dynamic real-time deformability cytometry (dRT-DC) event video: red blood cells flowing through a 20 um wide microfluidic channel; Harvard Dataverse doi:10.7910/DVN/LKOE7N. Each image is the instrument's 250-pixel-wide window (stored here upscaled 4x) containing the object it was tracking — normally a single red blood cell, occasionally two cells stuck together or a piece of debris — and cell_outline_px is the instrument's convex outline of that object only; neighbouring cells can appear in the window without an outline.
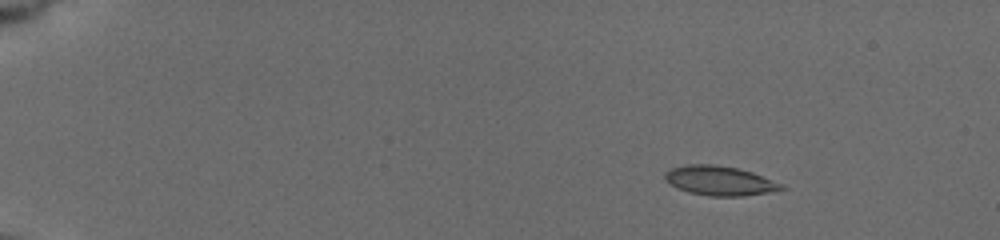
{"species": "common noctule bat (a hibernating species)", "species_latin": "Nyctalus noctula", "temperature_condition": "cold", "stored_images_in_passage": 21, "camera_frame_rate_fps": 3000, "um_per_image_px": 0.085, "animal": {"sex": "female", "body_mass_g": 19.5, "forearm_length_mm": 54.1}, "frame": {"image": 1, "passage_image": 6, "time_ms": 2.667, "image_size_px": [1000, 240], "cell_outline_px": [[788, 188], [768, 192], [744, 196], [708, 196], [688, 192], [676, 188], [664, 180], [664, 172], [672, 168], [688, 164], [712, 164], [736, 168], [752, 172], [780, 184]], "centroid_in_image_um": [61.1, 15.36], "position_along_channel_um": 23.9, "area_um2": 19.88}}
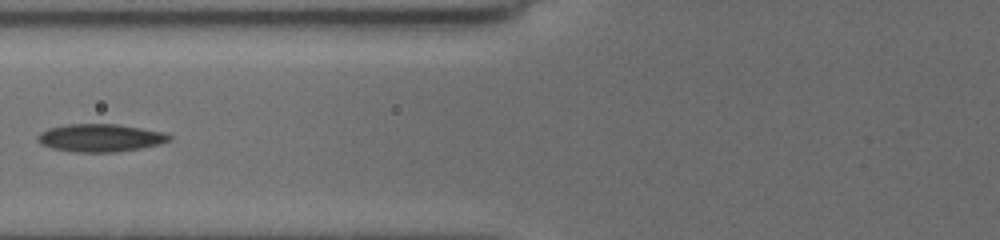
{"frame": {"image": 2, "passage_image": 17, "time_ms": 8.333, "image_size_px": [1000, 240], "cell_outline_px": [[172, 140], [160, 144], [140, 148], [116, 152], [72, 152], [52, 148], [44, 144], [36, 136], [40, 132], [48, 128], [68, 124], [116, 124], [164, 132], [172, 136]], "centroid_in_image_um": [8.55, 11.72], "position_along_channel_um": 117.2, "area_um2": 21.21}}
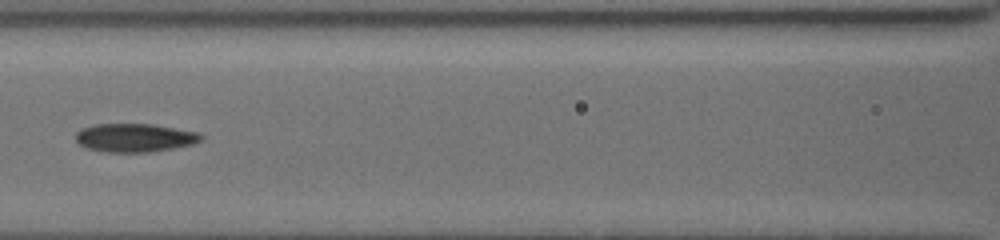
{"frame": {"image": 3, "passage_image": 19, "time_ms": 9.333, "image_size_px": [1000, 240], "cell_outline_px": [[204, 136], [200, 140], [192, 144], [176, 148], [152, 152], [108, 152], [88, 148], [80, 144], [76, 140], [76, 132], [84, 128], [96, 124], [152, 124], [196, 132]], "centroid_in_image_um": [11.47, 11.71], "position_along_channel_um": 155.1, "area_um2": 20.58}}